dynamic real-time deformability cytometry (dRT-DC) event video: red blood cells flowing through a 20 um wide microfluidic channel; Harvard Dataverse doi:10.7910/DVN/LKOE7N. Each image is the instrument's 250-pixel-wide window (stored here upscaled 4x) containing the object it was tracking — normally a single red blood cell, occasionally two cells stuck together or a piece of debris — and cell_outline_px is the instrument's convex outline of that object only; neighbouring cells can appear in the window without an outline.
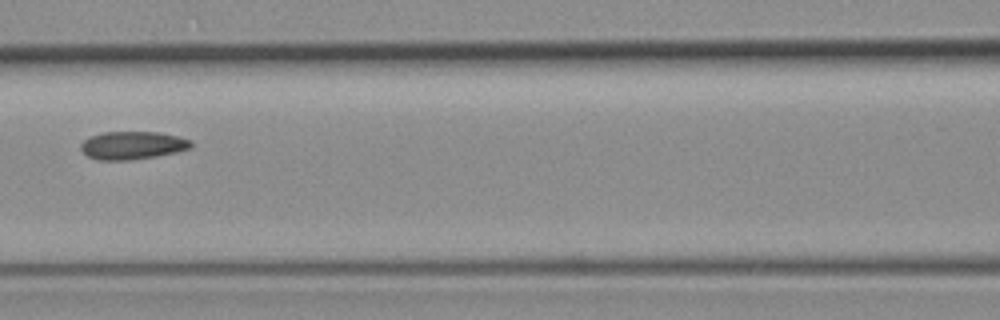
{"species": "common noctule bat (a hibernating species)", "species_latin": "Nyctalus noctula", "temperature_condition": "room temperature", "stored_images_in_passage": 9, "camera_frame_rate_fps": 3000, "um_per_image_px": 0.085, "animal": {"sex": "female", "body_mass_g": 19.3, "forearm_length_mm": 54.1}, "frame": {"image": 1, "passage_image": 6, "time_ms": 7.333, "image_size_px": [1000, 320], "cell_outline_px": [[192, 148], [176, 152], [156, 156], [132, 160], [100, 160], [88, 156], [80, 148], [80, 144], [88, 136], [104, 132], [160, 132], [180, 136], [192, 140]], "centroid_in_image_um": [11.29, 12.34], "position_along_channel_um": 155.3, "area_um2": 18.15}}
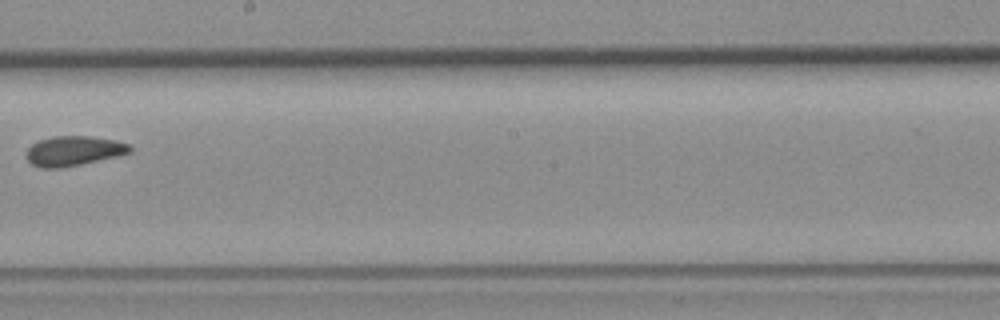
{"frame": {"image": 2, "passage_image": 8, "time_ms": 9.667, "image_size_px": [1000, 320], "cell_outline_px": [[132, 152], [116, 156], [80, 164], [60, 168], [40, 168], [32, 164], [28, 160], [28, 148], [32, 144], [40, 140], [52, 136], [88, 136], [116, 140], [128, 144], [132, 148]], "centroid_in_image_um": [6.27, 12.82], "position_along_channel_um": 241.9, "area_um2": 17.74}}
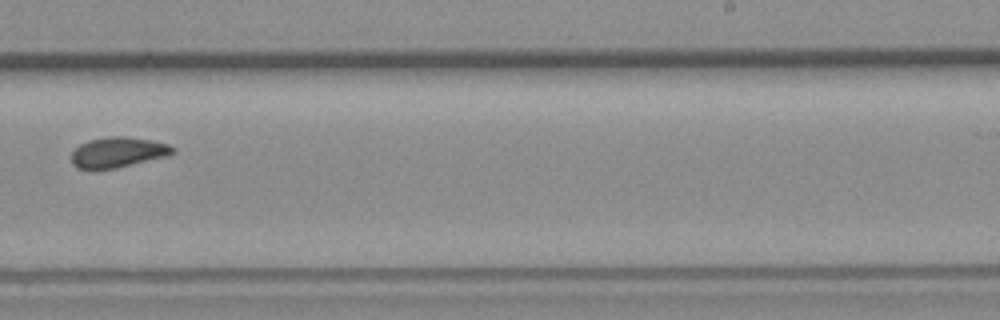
{"frame": {"image": 3, "passage_image": 9, "time_ms": 10.667, "image_size_px": [1000, 320], "cell_outline_px": [[176, 148], [172, 152], [164, 156], [116, 168], [76, 168], [72, 164], [72, 152], [80, 144], [88, 140], [108, 136], [124, 136], [148, 140], [168, 144]], "centroid_in_image_um": [9.97, 12.93], "position_along_channel_um": 279.0, "area_um2": 17.46}}